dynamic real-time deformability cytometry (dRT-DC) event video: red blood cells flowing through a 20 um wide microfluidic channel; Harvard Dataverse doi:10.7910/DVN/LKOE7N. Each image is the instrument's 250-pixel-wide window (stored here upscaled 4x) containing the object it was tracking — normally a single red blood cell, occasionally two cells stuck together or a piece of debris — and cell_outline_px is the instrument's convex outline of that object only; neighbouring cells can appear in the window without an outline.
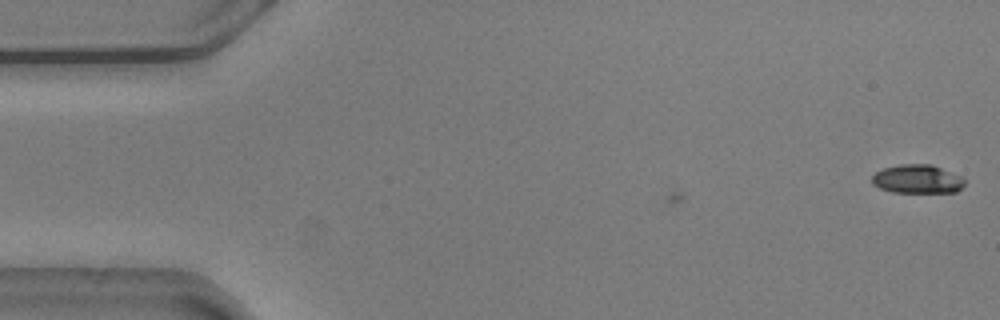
{"species": "common noctule bat (a hibernating species)", "species_latin": "Nyctalus noctula", "temperature_condition": "warm", "stored_images_in_passage": 2, "camera_frame_rate_fps": 3000, "um_per_image_px": 0.085, "animal": {"sex": "male", "body_mass_g": 20.5, "forearm_length_mm": 52.5}, "frame": {"image": 1, "passage_image": 2, "time_ms": 0.333, "image_size_px": [1000, 320], "cell_outline_px": [[964, 184], [956, 192], [892, 192], [880, 188], [872, 184], [872, 176], [876, 172], [884, 168], [900, 164], [932, 164], [960, 176], [964, 180]], "centroid_in_image_um": [77.95, 15.22], "position_along_channel_um": 7.0, "area_um2": 15.37}}